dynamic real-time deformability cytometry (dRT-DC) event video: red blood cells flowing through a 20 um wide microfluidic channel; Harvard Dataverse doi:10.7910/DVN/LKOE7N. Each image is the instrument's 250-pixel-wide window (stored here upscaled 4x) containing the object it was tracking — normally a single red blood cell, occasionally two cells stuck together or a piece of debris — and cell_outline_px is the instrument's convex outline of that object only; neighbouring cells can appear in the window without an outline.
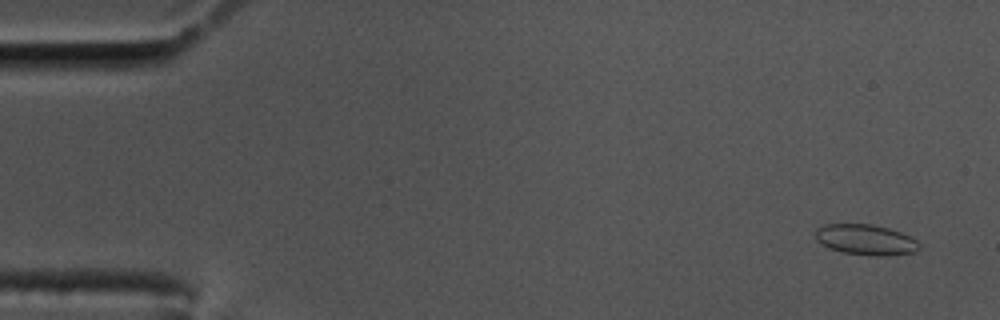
{"species": "common noctule bat (a hibernating species)", "species_latin": "Nyctalus noctula", "temperature_condition": "cold", "stored_images_in_passage": 16, "camera_frame_rate_fps": 3000, "um_per_image_px": 0.085, "animal": {"sex": "male", "body_mass_g": 17.5, "forearm_length_mm": 52.3}, "frame": {"image": 1, "passage_image": 3, "time_ms": 0.667, "image_size_px": [1000, 320], "cell_outline_px": [[920, 248], [916, 252], [888, 256], [876, 256], [844, 252], [828, 248], [816, 240], [816, 228], [824, 224], [872, 224], [888, 228], [900, 232], [916, 240], [920, 244]], "centroid_in_image_um": [73.59, 20.38], "position_along_channel_um": 11.4, "area_um2": 18.5}}